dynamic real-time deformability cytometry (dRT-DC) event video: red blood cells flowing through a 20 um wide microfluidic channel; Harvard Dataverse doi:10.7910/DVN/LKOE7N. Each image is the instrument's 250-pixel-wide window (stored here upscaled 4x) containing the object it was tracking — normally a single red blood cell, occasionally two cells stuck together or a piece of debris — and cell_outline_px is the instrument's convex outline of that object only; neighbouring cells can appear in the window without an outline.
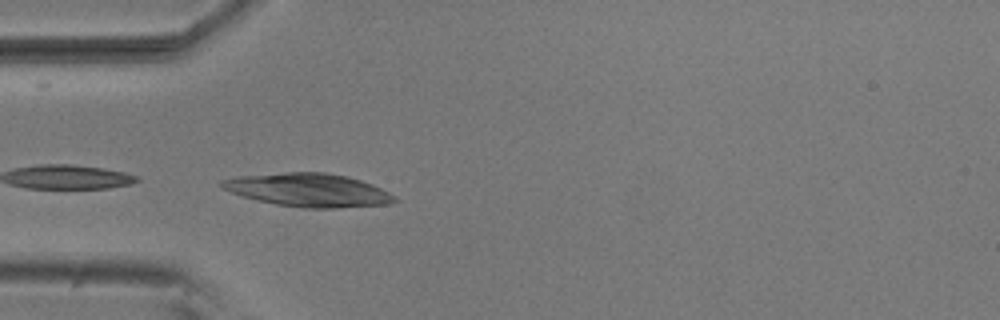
{"species": "common noctule bat (a hibernating species)", "species_latin": "Nyctalus noctula", "temperature_condition": "room temperature", "stored_images_in_passage": 5, "camera_frame_rate_fps": 3000, "um_per_image_px": 0.085, "animal": {"sex": "male", "body_mass_g": 20.5, "forearm_length_mm": 52.5}, "frame": {"image": 1, "passage_image": 5, "time_ms": 1.333, "image_size_px": [1000, 320], "cell_outline_px": [[400, 200], [392, 204], [336, 208], [304, 208], [276, 204], [256, 200], [220, 188], [216, 184], [220, 180], [240, 176], [288, 172], [324, 172], [348, 176], [372, 184], [396, 196]], "centroid_in_image_um": [26.23, 16.16], "position_along_channel_um": 58.8, "area_um2": 33.7}}